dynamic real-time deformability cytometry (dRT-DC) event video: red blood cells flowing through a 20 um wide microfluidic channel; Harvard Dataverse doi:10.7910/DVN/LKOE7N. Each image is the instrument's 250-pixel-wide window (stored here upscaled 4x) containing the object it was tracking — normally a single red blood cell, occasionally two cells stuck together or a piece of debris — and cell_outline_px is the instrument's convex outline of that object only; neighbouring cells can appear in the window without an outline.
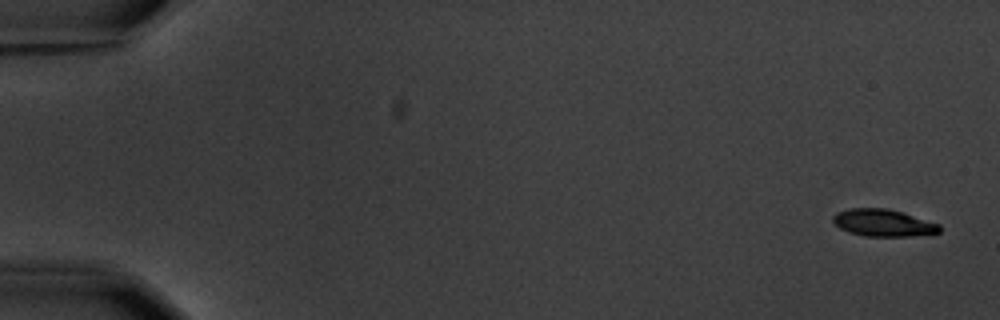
{"species": "common noctule bat (a hibernating species)", "species_latin": "Nyctalus noctula", "temperature_condition": "warm", "stored_images_in_passage": 5, "camera_frame_rate_fps": 3000, "um_per_image_px": 0.085, "animal": {"sex": "male", "body_mass_g": 20.1, "forearm_length_mm": 53.5}, "frame": {"image": 1, "passage_image": 1, "time_ms": 0.0, "image_size_px": [1000, 320], "cell_outline_px": [[940, 232], [912, 236], [864, 236], [848, 232], [840, 228], [832, 220], [832, 216], [836, 212], [848, 208], [888, 208], [940, 224]], "centroid_in_image_um": [75.04, 18.94], "position_along_channel_um": 10.0, "area_um2": 16.82}}